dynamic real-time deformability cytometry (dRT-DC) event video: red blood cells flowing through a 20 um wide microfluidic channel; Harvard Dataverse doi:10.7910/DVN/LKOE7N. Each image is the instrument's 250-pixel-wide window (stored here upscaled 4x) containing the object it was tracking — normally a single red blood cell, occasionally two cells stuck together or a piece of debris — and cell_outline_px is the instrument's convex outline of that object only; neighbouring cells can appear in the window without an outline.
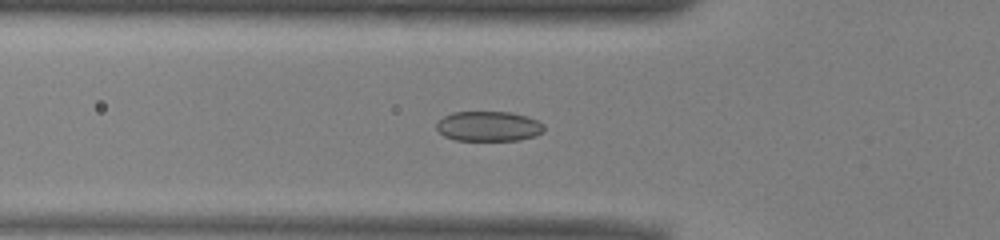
{"species": "common noctule bat (a hibernating species)", "species_latin": "Nyctalus noctula", "temperature_condition": "warm", "stored_images_in_passage": 51, "camera_frame_rate_fps": 3000, "um_per_image_px": 0.085, "animal": {"sex": "male", "body_mass_g": 13.0, "forearm_length_mm": 53.1}, "frame": {"image": 1, "passage_image": 17, "time_ms": 5.333, "image_size_px": [1000, 240], "cell_outline_px": [[544, 132], [536, 136], [520, 140], [456, 140], [444, 136], [436, 128], [436, 124], [444, 116], [452, 112], [512, 112], [528, 116], [544, 124]], "centroid_in_image_um": [41.56, 10.73], "position_along_channel_um": 84.2, "area_um2": 18.9}}
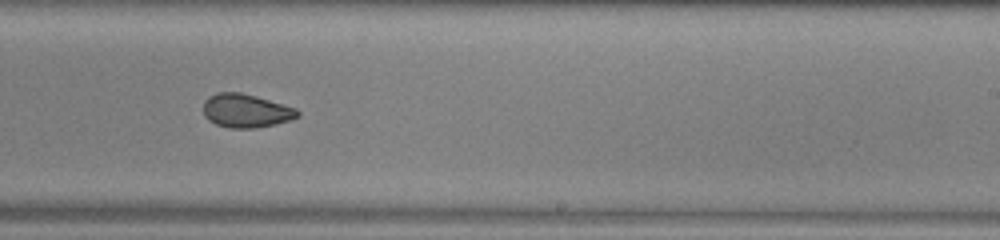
{"frame": {"image": 2, "passage_image": 31, "time_ms": 10.0, "image_size_px": [1000, 240], "cell_outline_px": [[300, 116], [288, 120], [256, 128], [228, 128], [216, 124], [208, 120], [204, 116], [204, 100], [208, 96], [216, 92], [240, 92], [256, 96], [296, 108], [300, 112]], "centroid_in_image_um": [20.87, 9.4], "position_along_channel_um": 268.1, "area_um2": 18.44}}
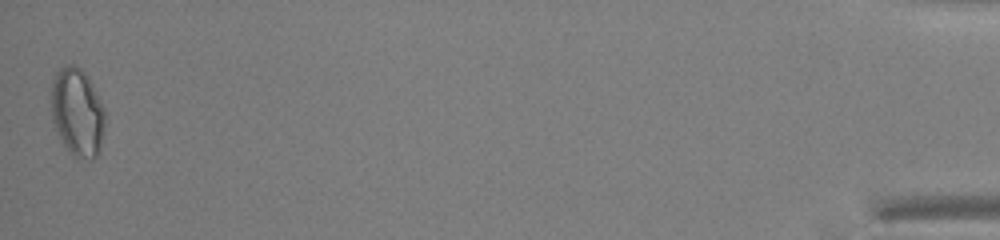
{"frame": {"image": 3, "passage_image": 51, "time_ms": 16.667, "image_size_px": [1000, 240], "cell_outline_px": [[104, 128], [100, 152], [92, 160], [72, 156], [64, 148], [60, 140], [52, 120], [52, 80], [56, 72], [60, 68], [68, 64], [76, 64], [84, 72], [100, 100], [104, 108]], "centroid_in_image_um": [6.56, 9.58], "position_along_channel_um": 428.6, "area_um2": 27.74}, "authors_computed_cell_mechanics": {"area_um2": 19.9988, "velocity_mm_per_s": 3.9377, "shape_relaxation_time_tau1_ms": null, "shape_relaxation_time_tau2_ms": 1.7555, "deformation_change_tau1": null, "deformation_change_tau2": 0.0608}}